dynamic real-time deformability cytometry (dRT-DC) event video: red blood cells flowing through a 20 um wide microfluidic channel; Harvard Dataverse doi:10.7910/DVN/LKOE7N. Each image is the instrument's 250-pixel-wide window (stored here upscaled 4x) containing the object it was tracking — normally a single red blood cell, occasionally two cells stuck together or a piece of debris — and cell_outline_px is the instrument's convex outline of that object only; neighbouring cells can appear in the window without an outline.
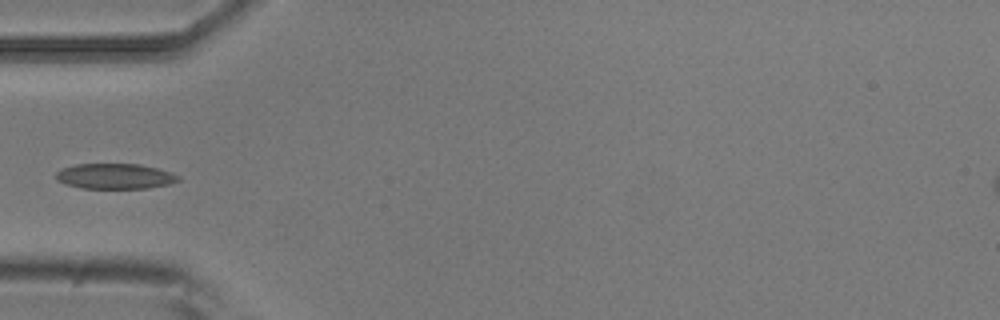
{"species": "common noctule bat (a hibernating species)", "species_latin": "Nyctalus noctula", "temperature_condition": "room temperature", "stored_images_in_passage": 4, "camera_frame_rate_fps": 3000, "um_per_image_px": 0.085, "animal": {"sex": "male", "body_mass_g": 20.5, "forearm_length_mm": 52.5}, "frame": {"image": 1, "passage_image": 4, "time_ms": 1.0, "image_size_px": [1000, 320], "cell_outline_px": [[180, 180], [168, 184], [148, 188], [80, 188], [64, 184], [56, 180], [56, 172], [64, 168], [76, 164], [140, 164], [172, 172], [180, 176]], "centroid_in_image_um": [9.77, 14.98], "position_along_channel_um": 75.2, "area_um2": 18.09}}